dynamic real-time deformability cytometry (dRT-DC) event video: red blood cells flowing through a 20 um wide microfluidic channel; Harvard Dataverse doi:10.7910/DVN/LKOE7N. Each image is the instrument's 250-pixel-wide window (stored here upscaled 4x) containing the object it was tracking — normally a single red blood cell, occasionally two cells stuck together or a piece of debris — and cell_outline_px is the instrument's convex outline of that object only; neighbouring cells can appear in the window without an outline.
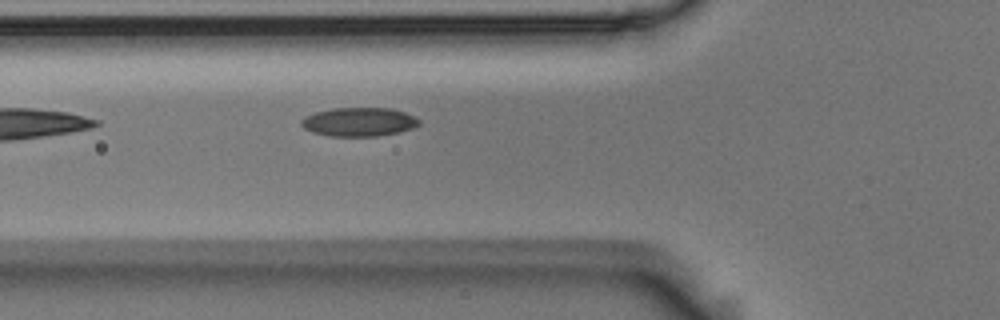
{"species": "Egyptian fruit bat (a non-hibernating species)", "species_latin": "Rousettus aegyptiacus", "temperature_condition": "room temperature", "stored_images_in_passage": 2, "camera_frame_rate_fps": 3000, "um_per_image_px": 0.085, "animal": {"sex": "male"}, "frame": {"image": 1, "passage_image": 2, "time_ms": 0.333, "image_size_px": [1000, 320], "cell_outline_px": [[420, 124], [412, 128], [400, 132], [376, 136], [328, 136], [312, 132], [304, 128], [300, 124], [300, 120], [304, 116], [316, 112], [332, 108], [392, 108], [416, 116], [420, 120]], "centroid_in_image_um": [30.51, 10.36], "position_along_channel_um": 95.3, "area_um2": 19.94}}